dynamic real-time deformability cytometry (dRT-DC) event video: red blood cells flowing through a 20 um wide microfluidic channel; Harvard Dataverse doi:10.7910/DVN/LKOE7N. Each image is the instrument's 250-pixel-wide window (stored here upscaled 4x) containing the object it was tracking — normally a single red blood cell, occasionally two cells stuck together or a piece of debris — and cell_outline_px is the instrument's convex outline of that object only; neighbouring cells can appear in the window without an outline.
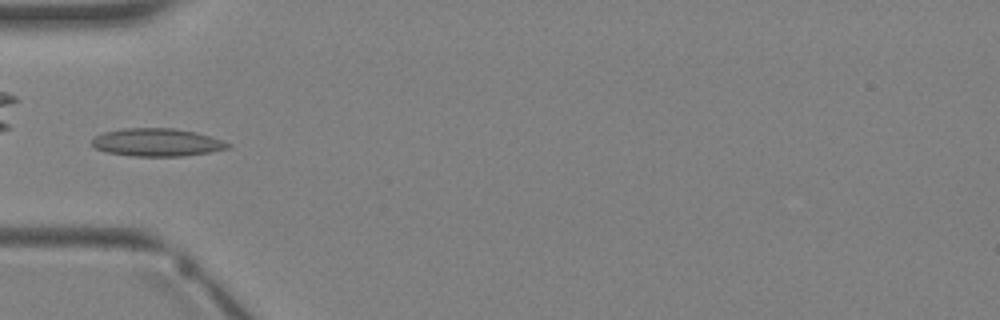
{"species": "Egyptian fruit bat (a non-hibernating species)", "species_latin": "Rousettus aegyptiacus", "temperature_condition": "warm", "stored_images_in_passage": 3, "camera_frame_rate_fps": 3000, "um_per_image_px": 0.085, "animal": {"sex": "female"}, "frame": {"image": 1, "passage_image": 3, "time_ms": 2.333, "image_size_px": [1000, 320], "cell_outline_px": [[232, 148], [184, 156], [132, 156], [104, 152], [96, 148], [92, 144], [92, 140], [96, 136], [104, 132], [124, 128], [176, 128], [196, 132], [232, 144]], "centroid_in_image_um": [13.35, 12.1], "position_along_channel_um": 71.7, "area_um2": 22.08}}